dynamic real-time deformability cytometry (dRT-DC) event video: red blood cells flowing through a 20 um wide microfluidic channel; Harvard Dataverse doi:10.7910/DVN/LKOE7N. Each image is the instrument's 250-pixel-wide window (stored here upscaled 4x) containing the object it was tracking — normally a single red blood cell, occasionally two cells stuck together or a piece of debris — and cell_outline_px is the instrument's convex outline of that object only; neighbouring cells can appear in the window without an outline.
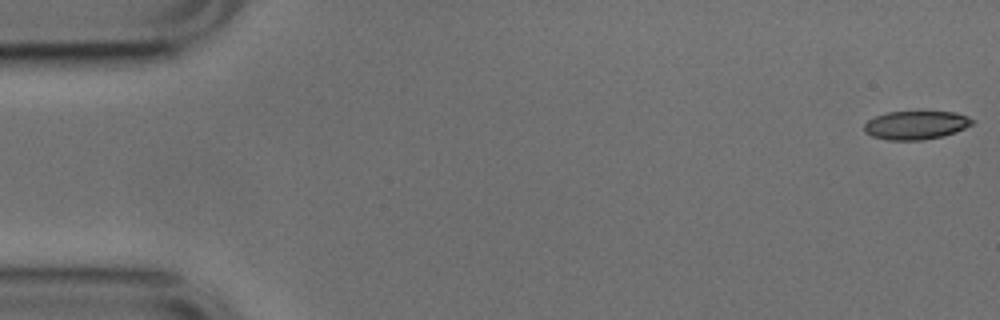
{"species": "common noctule bat (a hibernating species)", "species_latin": "Nyctalus noctula", "temperature_condition": "cold", "stored_images_in_passage": 52, "camera_frame_rate_fps": 3000, "um_per_image_px": 0.085, "animal": {"sex": "male", "body_mass_g": 17.9, "forearm_length_mm": 54.2}, "frame": {"image": 1, "passage_image": 1, "time_ms": 0.0, "image_size_px": [1000, 320], "cell_outline_px": [[976, 120], [972, 124], [956, 132], [944, 136], [924, 140], [888, 140], [872, 136], [864, 132], [864, 124], [868, 120], [876, 116], [888, 112], [956, 112], [968, 116]], "centroid_in_image_um": [77.87, 10.64], "position_along_channel_um": 7.1, "area_um2": 18.03}}
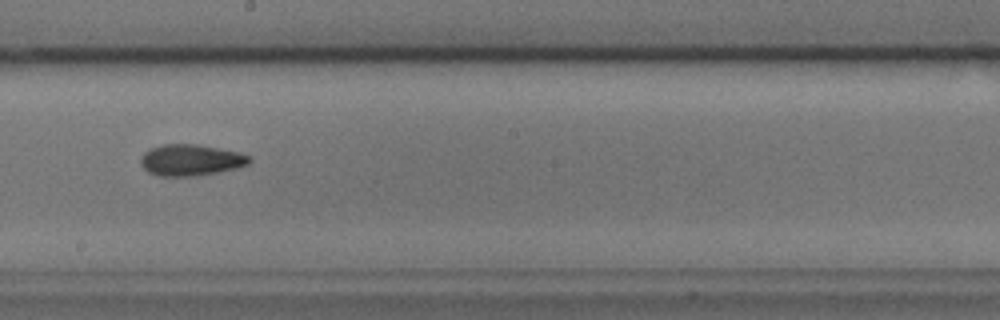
{"frame": {"image": 2, "passage_image": 29, "time_ms": 9.333, "image_size_px": [1000, 320], "cell_outline_px": [[252, 160], [248, 164], [236, 168], [196, 176], [160, 176], [148, 172], [140, 164], [140, 156], [148, 148], [164, 144], [196, 144], [240, 152], [252, 156]], "centroid_in_image_um": [16.2, 13.59], "position_along_channel_um": 232.0, "area_um2": 20.0}}
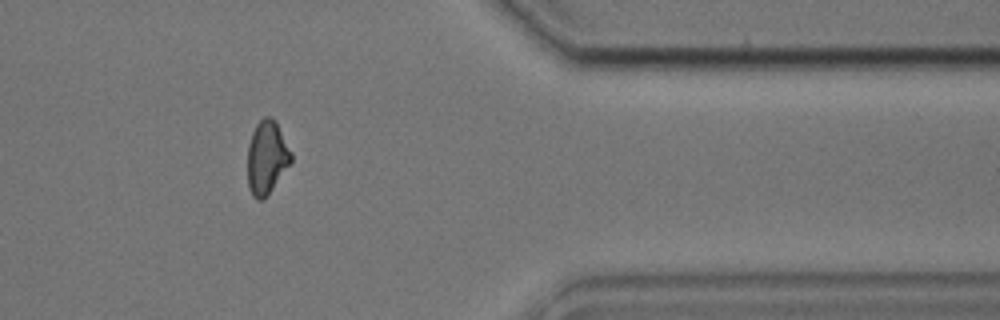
{"frame": {"image": 3, "passage_image": 43, "time_ms": 14.0, "image_size_px": [1000, 320], "cell_outline_px": [[292, 160], [268, 196], [264, 200], [256, 200], [252, 196], [248, 188], [248, 144], [252, 132], [256, 124], [264, 116], [272, 116], [276, 120], [292, 152]], "centroid_in_image_um": [22.68, 13.39], "position_along_channel_um": 388.7, "area_um2": 18.96}, "authors_computed_cell_mechanics": {"area_um2": 19.074, "velocity_mm_per_s": 3.8036, "shape_relaxation_time_tau1_ms": 9.1129, "shape_relaxation_time_tau2_ms": 3.9973, "deformation_change_tau1": 0.1715, "deformation_change_tau2": 0.1087}}